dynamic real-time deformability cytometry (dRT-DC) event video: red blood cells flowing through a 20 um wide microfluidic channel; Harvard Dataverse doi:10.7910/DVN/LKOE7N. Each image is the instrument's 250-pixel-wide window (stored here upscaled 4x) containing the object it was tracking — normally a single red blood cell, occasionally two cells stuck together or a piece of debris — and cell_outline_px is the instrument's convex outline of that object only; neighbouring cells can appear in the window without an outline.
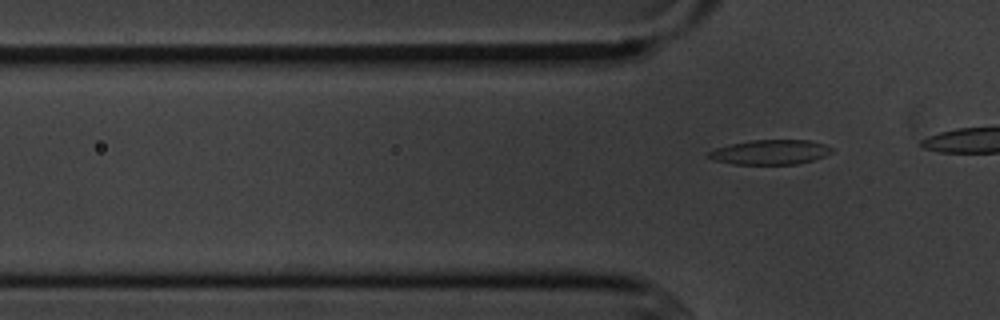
{"species": "common noctule bat (a hibernating species)", "species_latin": "Nyctalus noctula", "temperature_condition": "cold", "stored_images_in_passage": 7, "segment_of_instrument_passage": [2, 2], "camera_frame_rate_fps": 3000, "um_per_image_px": 0.085, "animal": {"sex": "male", "body_mass_g": 20.1, "forearm_length_mm": 53.5}, "frame": {"image": 1, "passage_image": 7, "time_ms": 7.0, "image_size_px": [1000, 320], "cell_outline_px": [[832, 152], [824, 156], [812, 160], [796, 164], [732, 164], [716, 160], [708, 156], [708, 152], [716, 148], [728, 144], [752, 140], [808, 140], [824, 144], [832, 148]], "centroid_in_image_um": [65.47, 12.93], "position_along_channel_um": 60.3, "area_um2": 17.57}}